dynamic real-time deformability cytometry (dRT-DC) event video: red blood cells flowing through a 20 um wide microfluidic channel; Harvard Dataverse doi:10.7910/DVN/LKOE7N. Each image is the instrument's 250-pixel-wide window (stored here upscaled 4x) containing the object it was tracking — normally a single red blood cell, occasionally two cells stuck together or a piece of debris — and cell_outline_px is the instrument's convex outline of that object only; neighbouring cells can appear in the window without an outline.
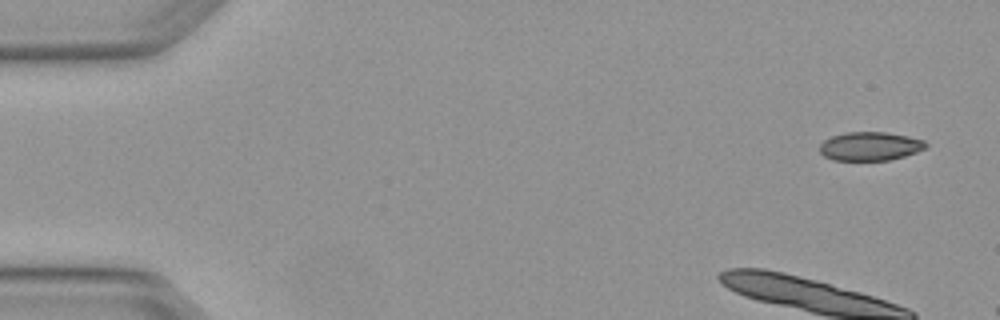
{"species": "Egyptian fruit bat (a non-hibernating species)", "species_latin": "Rousettus aegyptiacus", "temperature_condition": "warm", "stored_images_in_passage": 5, "camera_frame_rate_fps": 3000, "um_per_image_px": 0.085, "animal": {"sex": "female"}, "frame": {"image": 1, "passage_image": 1, "time_ms": 0.0, "image_size_px": [1000, 320], "cell_outline_px": [[928, 144], [924, 148], [916, 152], [904, 156], [888, 160], [832, 160], [824, 156], [820, 152], [820, 144], [824, 140], [832, 136], [844, 132], [884, 132], [908, 136], [924, 140]], "centroid_in_image_um": [73.93, 12.43], "position_along_channel_um": 11.1, "area_um2": 17.69}}